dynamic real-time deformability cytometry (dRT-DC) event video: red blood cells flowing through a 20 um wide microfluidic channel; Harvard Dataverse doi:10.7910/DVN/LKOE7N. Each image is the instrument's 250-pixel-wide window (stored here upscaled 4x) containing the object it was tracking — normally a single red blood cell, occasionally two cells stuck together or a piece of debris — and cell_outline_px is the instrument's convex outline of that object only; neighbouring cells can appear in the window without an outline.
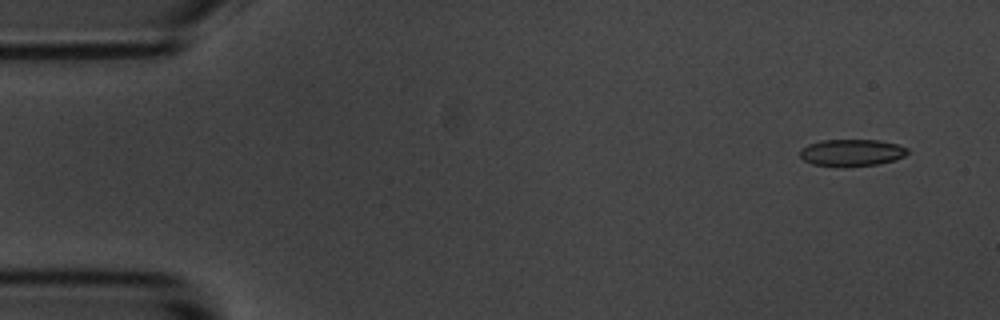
{"species": "common noctule bat (a hibernating species)", "species_latin": "Nyctalus noctula", "temperature_condition": "room temperature", "stored_images_in_passage": 5, "camera_frame_rate_fps": 3000, "um_per_image_px": 0.085, "animal": {"sex": "male", "body_mass_g": 20.1, "forearm_length_mm": 53.5}, "frame": {"image": 1, "passage_image": 2, "time_ms": 1.0, "image_size_px": [1000, 320], "cell_outline_px": [[908, 152], [904, 156], [892, 160], [876, 164], [844, 168], [812, 164], [804, 160], [800, 156], [800, 148], [808, 144], [820, 140], [880, 140], [896, 144], [908, 148]], "centroid_in_image_um": [72.34, 12.98], "position_along_channel_um": 12.7, "area_um2": 17.05}}
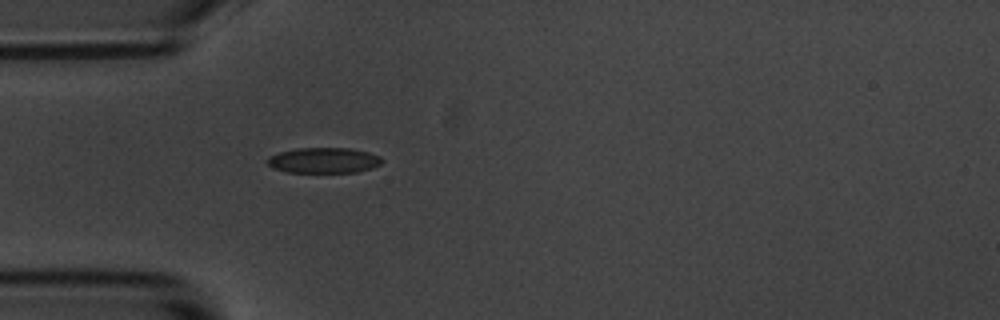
{"frame": {"image": 2, "passage_image": 5, "time_ms": 5.333, "image_size_px": [1000, 320], "cell_outline_px": [[384, 160], [380, 164], [372, 168], [356, 172], [288, 172], [272, 168], [264, 160], [268, 156], [280, 152], [296, 148], [352, 148], [368, 152], [380, 156]], "centroid_in_image_um": [27.5, 13.62], "position_along_channel_um": 57.5, "area_um2": 17.17}}